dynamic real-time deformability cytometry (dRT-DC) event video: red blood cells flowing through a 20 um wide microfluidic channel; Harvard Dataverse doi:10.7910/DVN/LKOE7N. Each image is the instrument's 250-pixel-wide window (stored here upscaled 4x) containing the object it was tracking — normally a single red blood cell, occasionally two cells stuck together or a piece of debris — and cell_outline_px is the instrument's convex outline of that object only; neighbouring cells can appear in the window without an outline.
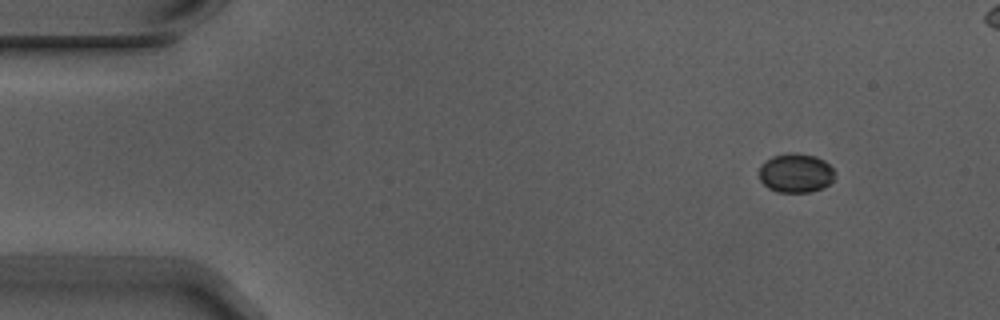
{"species": "Egyptian fruit bat (a non-hibernating species)", "species_latin": "Rousettus aegyptiacus", "temperature_condition": "warm", "stored_images_in_passage": 3, "camera_frame_rate_fps": 3000, "um_per_image_px": 0.085, "animal": {"sex": "male"}, "frame": {"image": 1, "passage_image": 1, "time_ms": 0.0, "image_size_px": [1000, 320], "cell_outline_px": [[832, 180], [828, 184], [820, 188], [808, 192], [780, 192], [768, 188], [760, 180], [760, 168], [764, 160], [772, 156], [784, 152], [796, 152], [816, 156], [824, 160], [832, 168]], "centroid_in_image_um": [67.59, 14.67], "position_along_channel_um": 17.4, "area_um2": 17.17}}